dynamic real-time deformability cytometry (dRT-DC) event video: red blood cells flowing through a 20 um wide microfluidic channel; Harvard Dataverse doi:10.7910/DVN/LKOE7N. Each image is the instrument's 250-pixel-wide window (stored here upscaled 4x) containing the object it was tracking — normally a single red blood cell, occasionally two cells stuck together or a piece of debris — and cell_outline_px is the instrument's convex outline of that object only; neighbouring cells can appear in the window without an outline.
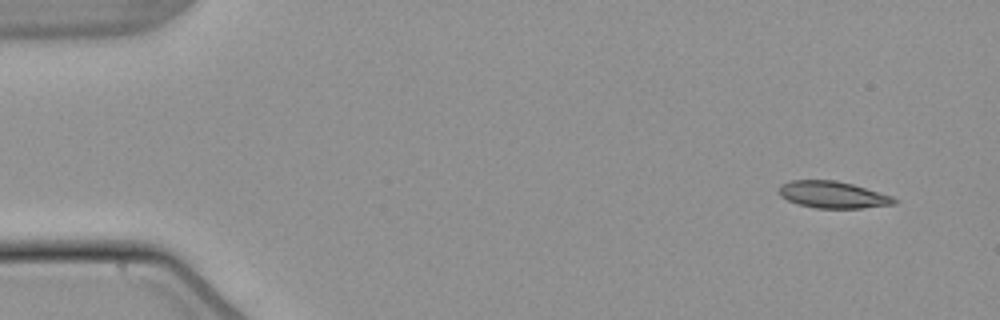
{"species": "common noctule bat (a hibernating species)", "species_latin": "Nyctalus noctula", "temperature_condition": "warm", "stored_images_in_passage": 51, "camera_frame_rate_fps": 3000, "um_per_image_px": 0.085, "animal": {"sex": "male", "body_mass_g": 21.5, "forearm_length_mm": 52.0}, "frame": {"image": 1, "passage_image": 1, "time_ms": 0.0, "image_size_px": [1000, 320], "cell_outline_px": [[896, 204], [860, 208], [816, 208], [800, 204], [788, 200], [780, 196], [776, 192], [776, 188], [780, 184], [792, 180], [836, 180], [852, 184], [892, 196], [896, 200]], "centroid_in_image_um": [70.72, 16.54], "position_along_channel_um": 14.3, "area_um2": 18.03}}
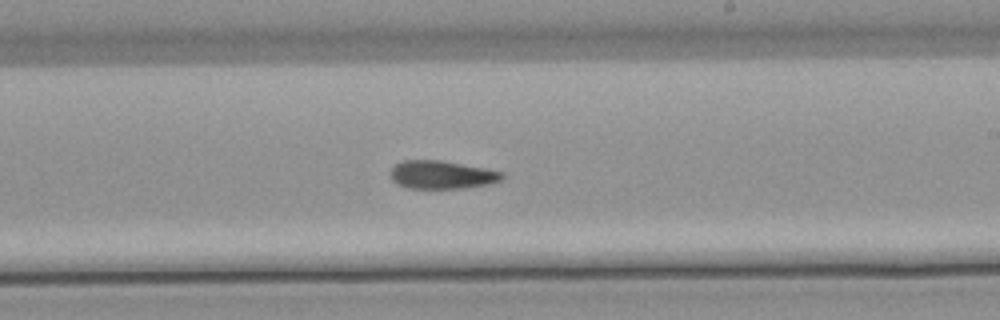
{"frame": {"image": 2, "passage_image": 29, "time_ms": 9.333, "image_size_px": [1000, 320], "cell_outline_px": [[504, 176], [500, 180], [488, 184], [460, 188], [408, 188], [392, 180], [392, 168], [396, 164], [404, 160], [440, 160], [484, 168], [504, 172]], "centroid_in_image_um": [37.57, 14.85], "position_along_channel_um": 251.4, "area_um2": 17.98}}
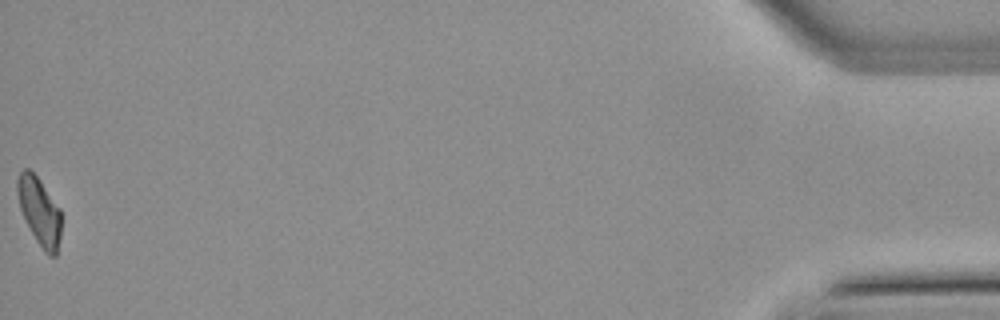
{"frame": {"image": 3, "passage_image": 51, "time_ms": 16.667, "image_size_px": [1000, 320], "cell_outline_px": [[60, 236], [56, 256], [48, 256], [44, 252], [36, 240], [20, 208], [16, 192], [16, 180], [20, 172], [24, 168], [28, 168], [40, 180], [60, 208]], "centroid_in_image_um": [3.34, 17.94], "position_along_channel_um": 431.9, "area_um2": 17.17}}